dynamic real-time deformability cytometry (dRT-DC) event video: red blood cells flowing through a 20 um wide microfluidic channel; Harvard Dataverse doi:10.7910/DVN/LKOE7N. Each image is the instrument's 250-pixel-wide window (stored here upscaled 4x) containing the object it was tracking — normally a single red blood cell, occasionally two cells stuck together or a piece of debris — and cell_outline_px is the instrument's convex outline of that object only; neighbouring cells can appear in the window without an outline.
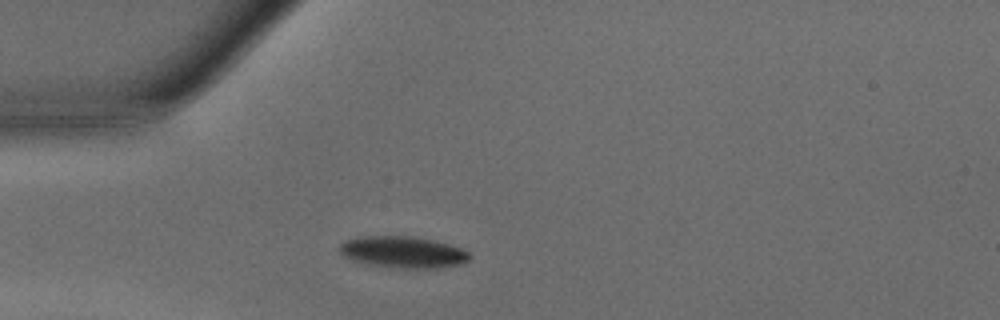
{"species": "common noctule bat (a hibernating species)", "species_latin": "Nyctalus noctula", "temperature_condition": "warm", "stored_images_in_passage": 42, "camera_frame_rate_fps": 3000, "um_per_image_px": 0.085, "animal": {"sex": "male", "body_mass_g": 15.6}, "frame": {"image": 1, "passage_image": 11, "time_ms": 3.333, "image_size_px": [1000, 320], "cell_outline_px": [[472, 256], [468, 260], [460, 264], [436, 268], [392, 268], [356, 260], [344, 256], [340, 252], [340, 244], [344, 240], [356, 236], [416, 236], [448, 244], [460, 248], [468, 252]], "centroid_in_image_um": [34.26, 21.41], "position_along_channel_um": 50.7, "area_um2": 23.76}}
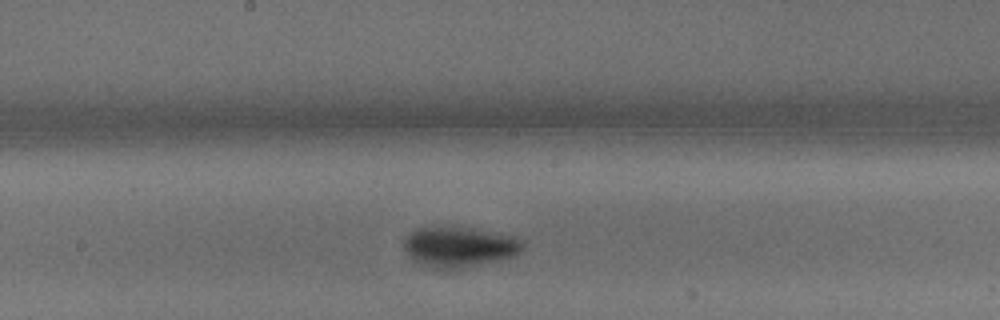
{"frame": {"image": 2, "passage_image": 23, "time_ms": 7.333, "image_size_px": [1000, 320], "cell_outline_px": [[520, 252], [512, 256], [464, 268], [428, 268], [420, 264], [408, 256], [404, 248], [404, 236], [416, 228], [460, 228], [488, 232], [512, 236], [520, 240]], "centroid_in_image_um": [38.92, 21.01], "position_along_channel_um": 209.3, "area_um2": 26.99}}
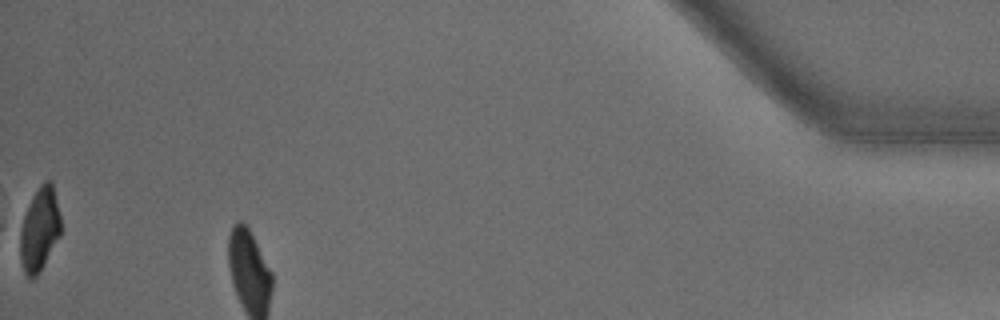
{"frame": {"image": 3, "passage_image": 42, "time_ms": 13.667, "image_size_px": [1000, 320], "cell_outline_px": [[60, 236], [36, 276], [28, 276], [24, 272], [20, 260], [16, 228], [40, 184], [44, 180], [52, 180], [60, 216]], "centroid_in_image_um": [3.3, 19.47], "position_along_channel_um": 431.9, "area_um2": 20.17}, "authors_computed_cell_mechanics": {"area_um2": 23.8714, "velocity_mm_per_s": 4.2206, "shape_relaxation_time_tau1_ms": 2.3149, "shape_relaxation_time_tau2_ms": null, "deformation_change_tau1": 0.1269, "deformation_change_tau2": null}}